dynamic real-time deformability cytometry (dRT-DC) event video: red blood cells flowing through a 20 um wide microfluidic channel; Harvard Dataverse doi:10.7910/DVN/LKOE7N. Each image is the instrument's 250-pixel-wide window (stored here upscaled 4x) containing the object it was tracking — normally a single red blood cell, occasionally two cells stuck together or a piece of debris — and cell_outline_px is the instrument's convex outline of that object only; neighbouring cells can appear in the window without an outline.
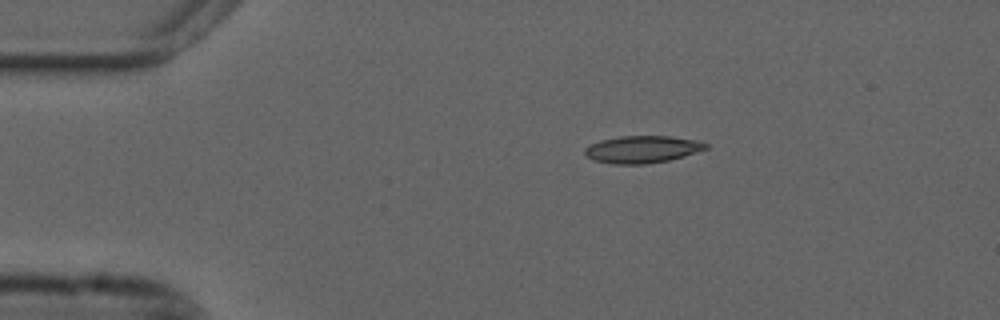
{"species": "common noctule bat (a hibernating species)", "species_latin": "Nyctalus noctula", "temperature_condition": "cold", "stored_images_in_passage": 46, "camera_frame_rate_fps": 3000, "um_per_image_px": 0.085, "animal": {"sex": "male", "forearm_length_mm": 52.5}, "frame": {"image": 1, "passage_image": 1, "time_ms": 0.0, "image_size_px": [1000, 320], "cell_outline_px": [[708, 148], [684, 156], [668, 160], [644, 164], [612, 164], [592, 160], [584, 152], [584, 148], [600, 140], [620, 136], [668, 136], [696, 140], [708, 144]], "centroid_in_image_um": [54.57, 12.69], "position_along_channel_um": 30.4, "area_um2": 19.07}}
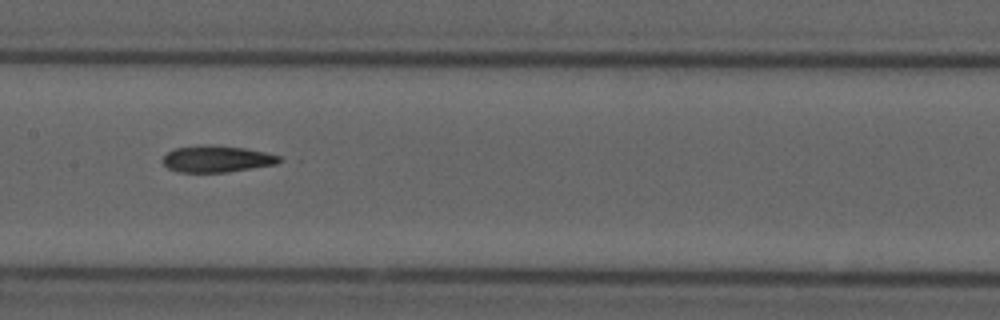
{"frame": {"image": 2, "passage_image": 18, "time_ms": 5.667, "image_size_px": [1000, 320], "cell_outline_px": [[284, 160], [276, 164], [228, 172], [176, 172], [168, 168], [160, 160], [168, 152], [176, 148], [204, 144], [244, 148], [264, 152], [280, 156]], "centroid_in_image_um": [18.41, 13.51], "position_along_channel_um": 189.0, "area_um2": 18.09}}
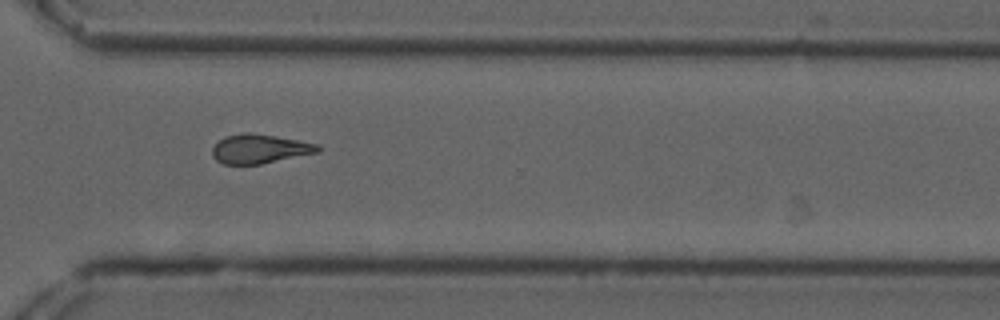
{"frame": {"image": 3, "passage_image": 31, "time_ms": 10.0, "image_size_px": [1000, 320], "cell_outline_px": [[320, 152], [260, 164], [224, 164], [216, 160], [212, 156], [212, 148], [220, 140], [228, 136], [244, 132], [248, 132], [276, 136], [300, 140], [320, 144]], "centroid_in_image_um": [22.11, 12.65], "position_along_channel_um": 348.5, "area_um2": 17.92}, "authors_computed_cell_mechanics": {"area_um2": 18.3515, "velocity_mm_per_s": 3.6922, "shape_relaxation_time_tau1_ms": null, "shape_relaxation_time_tau2_ms": 4.9413, "deformation_change_tau1": null, "deformation_change_tau2": 0.1312}}